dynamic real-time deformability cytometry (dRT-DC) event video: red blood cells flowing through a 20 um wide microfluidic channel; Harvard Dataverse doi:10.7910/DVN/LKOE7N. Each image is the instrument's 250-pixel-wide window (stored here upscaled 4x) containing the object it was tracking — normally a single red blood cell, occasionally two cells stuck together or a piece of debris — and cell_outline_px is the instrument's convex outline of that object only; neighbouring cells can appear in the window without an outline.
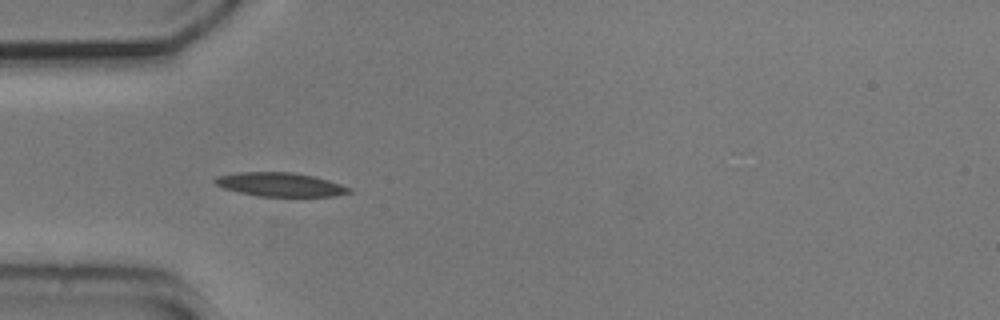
{"species": "common noctule bat (a hibernating species)", "species_latin": "Nyctalus noctula", "temperature_condition": "cold", "stored_images_in_passage": 17, "camera_frame_rate_fps": 3000, "um_per_image_px": 0.085, "animal": {"sex": "male", "body_mass_g": 20.5, "forearm_length_mm": 52.5}, "frame": {"image": 1, "passage_image": 1, "time_ms": 0.0, "image_size_px": [1000, 320], "cell_outline_px": [[352, 192], [336, 196], [256, 196], [224, 188], [216, 184], [212, 180], [216, 176], [240, 172], [292, 172], [316, 176], [352, 188]], "centroid_in_image_um": [23.84, 15.68], "position_along_channel_um": 61.2, "area_um2": 18.67}}
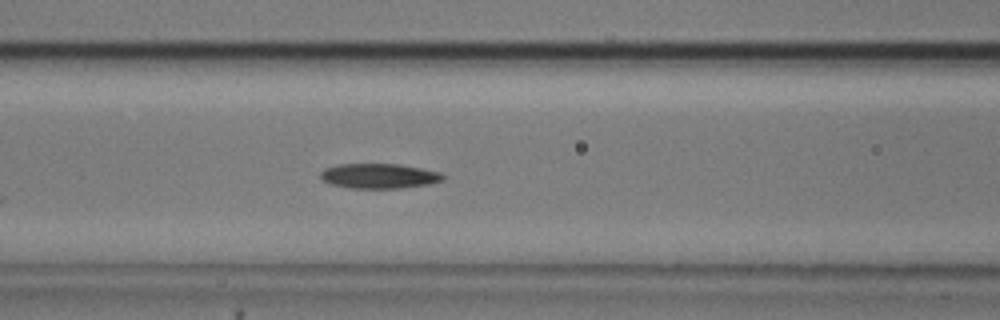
{"frame": {"image": 2, "passage_image": 7, "time_ms": 2.0, "image_size_px": [1000, 320], "cell_outline_px": [[444, 180], [428, 184], [400, 188], [348, 188], [332, 184], [324, 180], [320, 176], [320, 172], [324, 168], [340, 164], [400, 164], [440, 172], [444, 176]], "centroid_in_image_um": [32.22, 14.95], "position_along_channel_um": 134.4, "area_um2": 17.69}}